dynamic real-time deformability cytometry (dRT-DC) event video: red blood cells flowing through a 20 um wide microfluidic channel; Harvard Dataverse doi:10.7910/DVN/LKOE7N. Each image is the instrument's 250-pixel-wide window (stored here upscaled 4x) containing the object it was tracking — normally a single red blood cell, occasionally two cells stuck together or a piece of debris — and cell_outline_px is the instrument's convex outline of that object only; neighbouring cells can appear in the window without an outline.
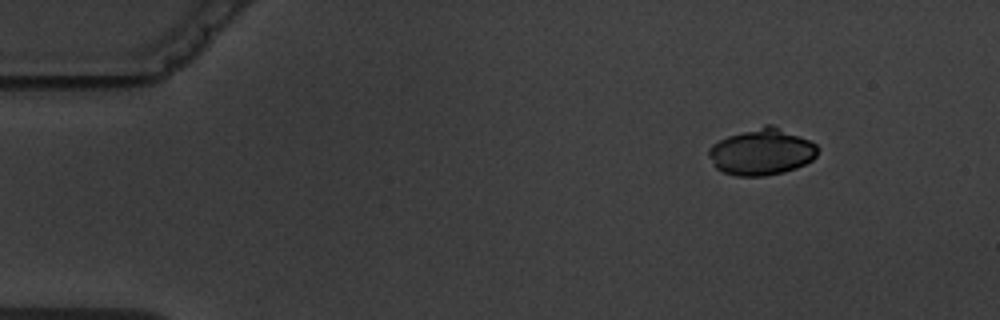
{"species": "common noctule bat (a hibernating species)", "species_latin": "Nyctalus noctula", "temperature_condition": "warm", "stored_images_in_passage": 5, "camera_frame_rate_fps": 3000, "um_per_image_px": 0.085, "animal": {"sex": "male", "body_mass_g": 19.5, "forearm_length_mm": 54.6}, "frame": {"image": 1, "passage_image": 1, "time_ms": 0.0, "image_size_px": [1000, 320], "cell_outline_px": [[820, 148], [816, 156], [812, 160], [796, 168], [784, 172], [764, 176], [736, 176], [724, 172], [716, 168], [708, 156], [708, 148], [712, 144], [728, 136], [764, 124], [772, 124], [808, 140], [816, 144]], "centroid_in_image_um": [64.74, 12.91], "position_along_channel_um": 20.3, "area_um2": 29.54}}